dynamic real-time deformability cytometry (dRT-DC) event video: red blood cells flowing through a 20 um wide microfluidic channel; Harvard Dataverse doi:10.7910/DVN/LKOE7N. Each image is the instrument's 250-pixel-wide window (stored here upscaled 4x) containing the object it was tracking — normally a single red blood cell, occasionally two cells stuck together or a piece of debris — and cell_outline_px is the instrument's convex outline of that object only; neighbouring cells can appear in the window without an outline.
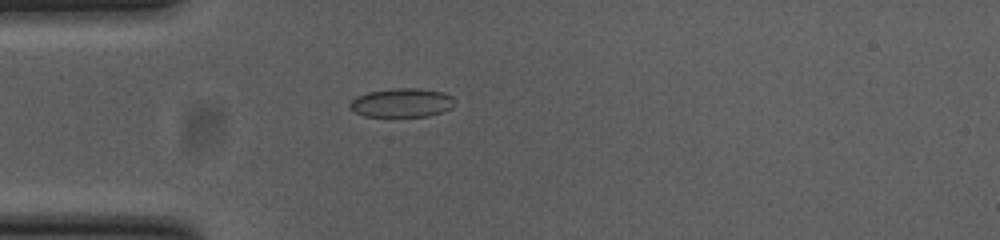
{"species": "common noctule bat (a hibernating species)", "species_latin": "Nyctalus noctula", "temperature_condition": "cold", "stored_images_in_passage": 40, "camera_frame_rate_fps": 3000, "um_per_image_px": 0.085, "animal": {"sex": "female", "body_mass_g": 23.0, "forearm_length_mm": 53.4}, "frame": {"image": 1, "passage_image": 2, "time_ms": 0.333, "image_size_px": [1000, 240], "cell_outline_px": [[456, 104], [452, 108], [444, 112], [428, 116], [364, 116], [348, 108], [348, 104], [356, 96], [368, 92], [392, 88], [420, 88], [444, 92], [452, 96], [456, 100]], "centroid_in_image_um": [34.19, 8.73], "position_along_channel_um": 50.8, "area_um2": 17.98}}
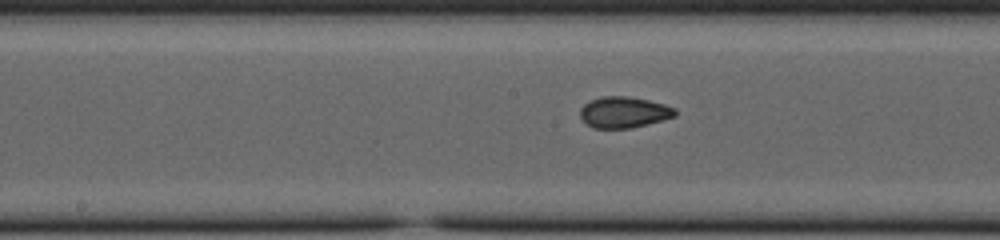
{"frame": {"image": 2, "passage_image": 14, "time_ms": 4.333, "image_size_px": [1000, 240], "cell_outline_px": [[676, 116], [648, 124], [632, 128], [592, 128], [580, 116], [580, 108], [584, 104], [592, 100], [604, 96], [628, 96], [648, 100], [664, 104], [676, 108]], "centroid_in_image_um": [53.05, 9.54], "position_along_channel_um": 195.2, "area_um2": 17.17}}
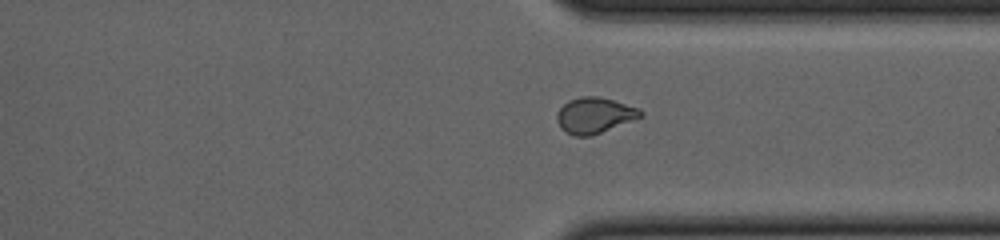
{"frame": {"image": 3, "passage_image": 27, "time_ms": 8.667, "image_size_px": [1000, 240], "cell_outline_px": [[644, 116], [636, 120], [592, 136], [572, 136], [564, 132], [560, 128], [556, 120], [556, 112], [568, 100], [580, 96], [600, 96], [640, 108], [644, 112]], "centroid_in_image_um": [50.55, 9.81], "position_along_channel_um": 360.8, "area_um2": 18.03}, "authors_computed_cell_mechanics": {"area_um2": 17.3111, "velocity_mm_per_s": 3.8219, "shape_relaxation_time_tau1_ms": 7.7658, "shape_relaxation_time_tau2_ms": 1.4052, "deformation_change_tau1": 0.1773, "deformation_change_tau2": 0.0497}}